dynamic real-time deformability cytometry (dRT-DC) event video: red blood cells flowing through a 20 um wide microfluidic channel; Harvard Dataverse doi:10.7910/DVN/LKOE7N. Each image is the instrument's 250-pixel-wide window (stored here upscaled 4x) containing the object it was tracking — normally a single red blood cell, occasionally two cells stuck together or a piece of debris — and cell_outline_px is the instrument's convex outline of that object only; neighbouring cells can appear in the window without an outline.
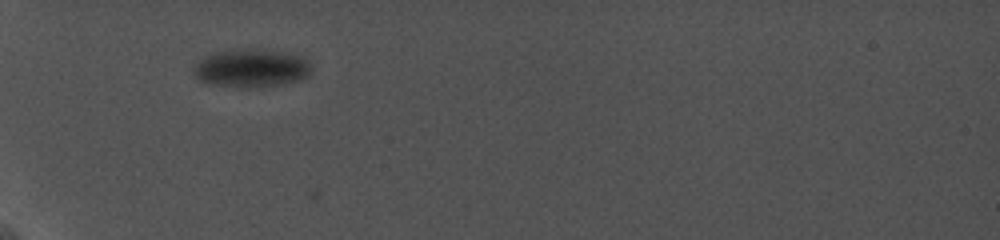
{"species": "common noctule bat (a hibernating species)", "species_latin": "Nyctalus noctula", "temperature_condition": "cold", "stored_images_in_passage": 3, "camera_frame_rate_fps": 5000, "um_per_image_px": 0.085, "animal": {"sex": "female", "body_mass_g": 19.0, "forearm_length_mm": 56.7}, "frame": {"image": 1, "passage_image": 1, "time_ms": 0.0, "image_size_px": [1000, 240], "cell_outline_px": [[312, 72], [308, 76], [300, 80], [260, 88], [244, 88], [204, 84], [196, 76], [192, 68], [200, 60], [212, 52], [232, 48], [264, 48], [300, 56], [308, 60], [312, 68]], "centroid_in_image_um": [21.35, 5.79], "position_along_channel_um": 63.7, "area_um2": 27.05}}